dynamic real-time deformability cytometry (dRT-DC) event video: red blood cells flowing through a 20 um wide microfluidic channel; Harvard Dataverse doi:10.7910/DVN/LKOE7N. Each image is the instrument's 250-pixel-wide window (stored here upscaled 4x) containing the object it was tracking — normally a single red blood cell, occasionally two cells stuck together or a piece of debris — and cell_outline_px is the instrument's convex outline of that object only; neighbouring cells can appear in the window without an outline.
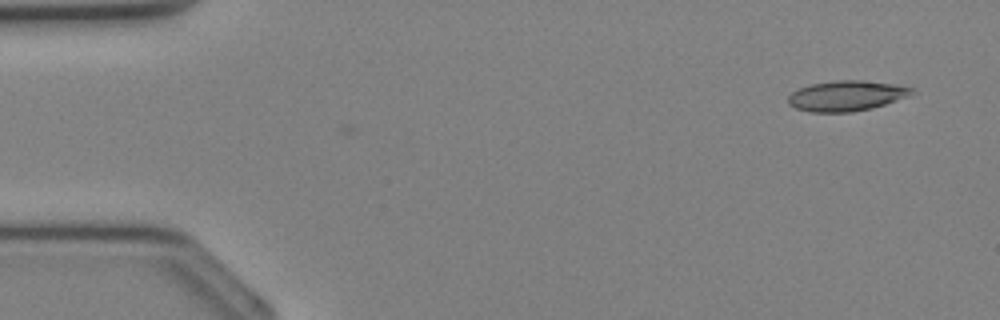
{"species": "Egyptian fruit bat (a non-hibernating species)", "species_latin": "Rousettus aegyptiacus", "temperature_condition": "cold", "stored_images_in_passage": 2, "camera_frame_rate_fps": 3000, "um_per_image_px": 0.085, "animal": {"sex": "female"}, "frame": {"image": 1, "passage_image": 1, "time_ms": 0.0, "image_size_px": [1000, 320], "cell_outline_px": [[916, 92], [912, 96], [872, 108], [852, 112], [808, 112], [796, 108], [788, 104], [788, 96], [792, 92], [800, 88], [812, 84], [836, 80], [864, 80], [892, 84], [912, 88]], "centroid_in_image_um": [71.98, 8.15], "position_along_channel_um": 13.0, "area_um2": 21.96}}